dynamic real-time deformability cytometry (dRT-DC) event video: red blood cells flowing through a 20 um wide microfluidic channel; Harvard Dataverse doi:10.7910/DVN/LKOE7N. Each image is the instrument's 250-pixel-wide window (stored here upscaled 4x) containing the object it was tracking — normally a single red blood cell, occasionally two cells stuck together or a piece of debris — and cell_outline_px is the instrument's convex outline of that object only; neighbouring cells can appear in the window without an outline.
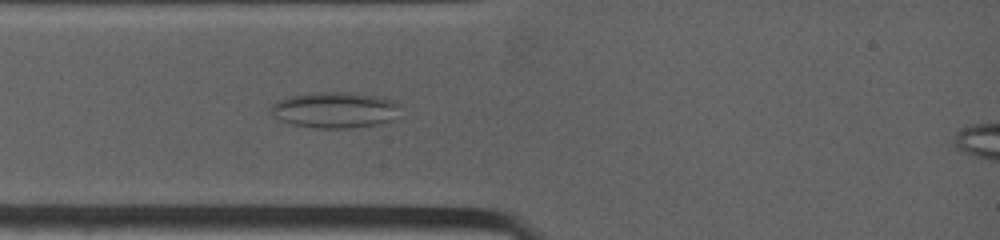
{"species": "common noctule bat (a hibernating species)", "species_latin": "Nyctalus noctula", "temperature_condition": "warm", "stored_images_in_passage": 6, "camera_frame_rate_fps": 4500, "um_per_image_px": 0.085, "animal": {"sex": "female", "body_mass_g": 19.0, "forearm_length_mm": 53.3}, "frame": {"image": 1, "passage_image": 4, "time_ms": 1.556, "image_size_px": [1000, 240], "cell_outline_px": [[400, 104], [392, 120], [376, 124], [348, 128], [316, 128], [292, 124], [280, 120], [272, 116], [268, 112], [268, 108], [276, 100], [288, 96], [308, 92], [348, 92], [384, 96]], "centroid_in_image_um": [28.38, 9.32], "position_along_channel_um": 56.6, "area_um2": 27.51}}